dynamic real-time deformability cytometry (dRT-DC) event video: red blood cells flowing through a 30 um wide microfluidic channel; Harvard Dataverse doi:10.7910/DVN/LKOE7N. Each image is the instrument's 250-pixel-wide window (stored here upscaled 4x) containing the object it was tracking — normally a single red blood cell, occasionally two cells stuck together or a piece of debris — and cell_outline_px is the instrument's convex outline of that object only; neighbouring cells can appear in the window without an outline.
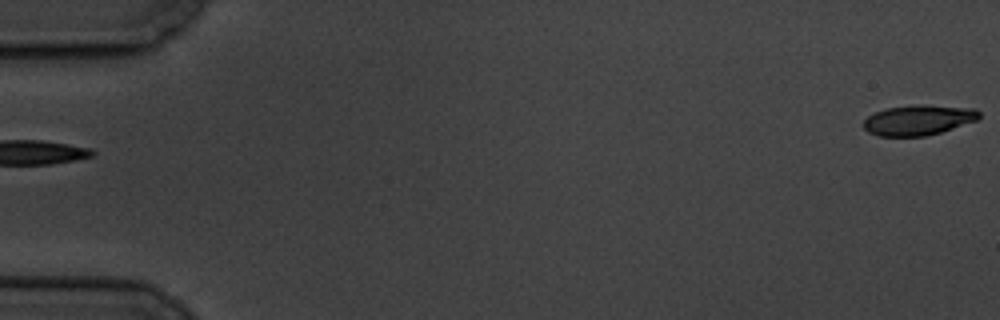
{"species": "common noctule bat (a hibernating species)", "species_latin": "Nyctalus noctula", "temperature_condition": "cold", "stored_images_in_passage": 6, "segment_of_instrument_passage": [2, 2], "camera_frame_rate_fps": 3000, "um_per_image_px": 0.085, "animal": {"sex": "male", "body_mass_g": 19.5, "forearm_length_mm": 54.6}, "frame": {"image": 1, "passage_image": 6, "time_ms": 6.667, "image_size_px": [1000, 320], "cell_outline_px": [[980, 116], [976, 120], [940, 132], [924, 136], [880, 136], [868, 132], [864, 128], [864, 120], [868, 116], [876, 112], [888, 108], [976, 108], [980, 112]], "centroid_in_image_um": [78.01, 10.27], "position_along_channel_um": 7.0, "area_um2": 18.9}}